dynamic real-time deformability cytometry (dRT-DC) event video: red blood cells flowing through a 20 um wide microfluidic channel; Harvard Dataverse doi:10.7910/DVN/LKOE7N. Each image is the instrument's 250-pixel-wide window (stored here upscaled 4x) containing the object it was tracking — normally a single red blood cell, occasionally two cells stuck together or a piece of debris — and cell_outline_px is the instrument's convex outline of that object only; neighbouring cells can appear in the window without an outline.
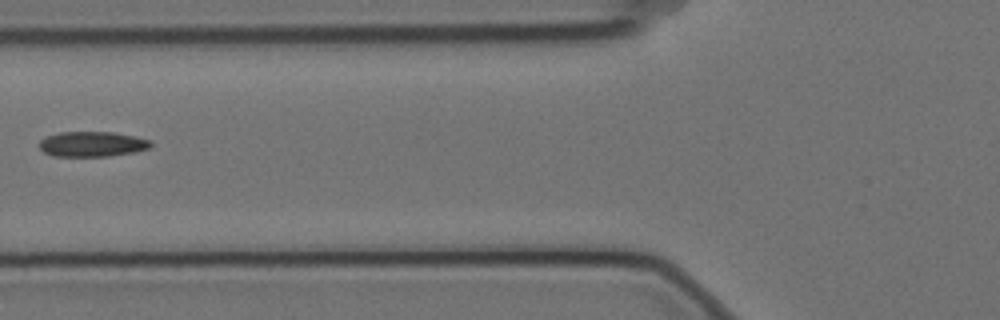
{"species": "Egyptian fruit bat (a non-hibernating species)", "species_latin": "Rousettus aegyptiacus", "temperature_condition": "cold", "stored_images_in_passage": 9, "segment_of_instrument_passage": [2, 2], "camera_frame_rate_fps": 3000, "um_per_image_px": 0.085, "animal": {"sex": "female"}, "frame": {"image": 1, "passage_image": 6, "time_ms": 1.667, "image_size_px": [1000, 320], "cell_outline_px": [[152, 144], [148, 148], [136, 152], [108, 156], [52, 156], [44, 152], [40, 148], [40, 140], [44, 136], [60, 132], [112, 132], [136, 136], [152, 140]], "centroid_in_image_um": [7.84, 12.24], "position_along_channel_um": 118.0, "area_um2": 16.47}}
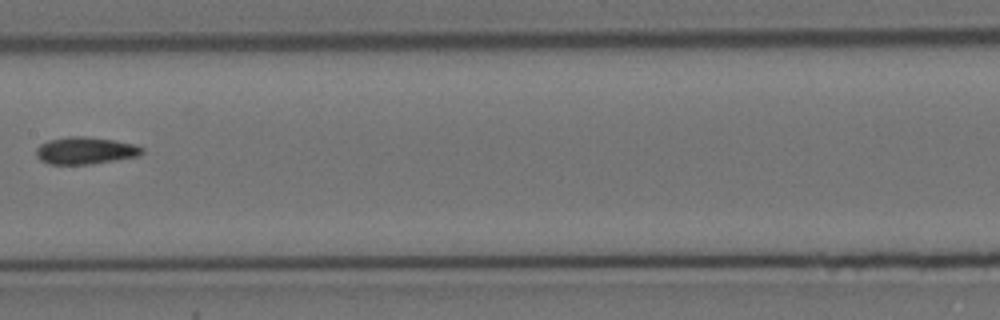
{"frame": {"image": 2, "passage_image": 8, "time_ms": 2.333, "image_size_px": [1000, 320], "cell_outline_px": [[144, 152], [140, 156], [88, 164], [48, 164], [40, 160], [36, 156], [36, 148], [40, 144], [48, 140], [68, 136], [84, 136], [112, 140], [136, 144], [144, 148]], "centroid_in_image_um": [7.25, 12.79], "position_along_channel_um": 200.2, "area_um2": 16.82}}
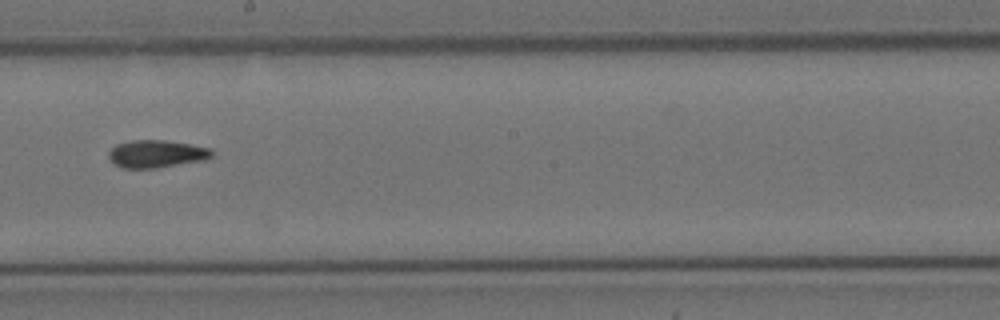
{"frame": {"image": 3, "passage_image": 9, "time_ms": 2.667, "image_size_px": [1000, 320], "cell_outline_px": [[212, 156], [204, 160], [156, 168], [120, 168], [108, 156], [108, 152], [116, 144], [132, 140], [164, 140], [212, 148]], "centroid_in_image_um": [13.29, 13.07], "position_along_channel_um": 234.9, "area_um2": 16.47}}